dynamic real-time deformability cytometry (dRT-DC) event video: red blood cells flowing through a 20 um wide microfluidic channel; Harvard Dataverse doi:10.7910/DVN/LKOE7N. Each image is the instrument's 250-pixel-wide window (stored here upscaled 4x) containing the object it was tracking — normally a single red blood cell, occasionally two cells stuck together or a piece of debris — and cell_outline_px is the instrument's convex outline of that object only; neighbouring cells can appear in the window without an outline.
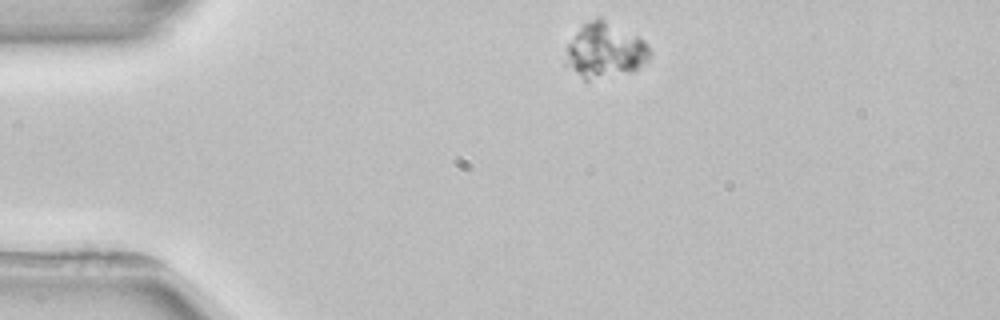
{"species": "common noctule bat (a hibernating species)", "species_latin": "Nyctalus noctula", "temperature_condition": "room temperature", "stored_images_in_passage": 2, "camera_frame_rate_fps": 3000, "um_per_image_px": 0.085, "animal": {"sex": "female", "body_mass_g": 22.7, "forearm_length_mm": 54.2}, "frame": {"image": 1, "passage_image": 1, "time_ms": 0.0, "image_size_px": [1000, 320], "cell_outline_px": [[648, 60], [632, 72], [588, 80], [584, 80], [564, 64], [568, 44], [580, 28], [584, 24], [600, 16], [644, 40], [648, 44]], "centroid_in_image_um": [51.4, 4.3], "position_along_channel_um": 33.6, "area_um2": 26.65}}